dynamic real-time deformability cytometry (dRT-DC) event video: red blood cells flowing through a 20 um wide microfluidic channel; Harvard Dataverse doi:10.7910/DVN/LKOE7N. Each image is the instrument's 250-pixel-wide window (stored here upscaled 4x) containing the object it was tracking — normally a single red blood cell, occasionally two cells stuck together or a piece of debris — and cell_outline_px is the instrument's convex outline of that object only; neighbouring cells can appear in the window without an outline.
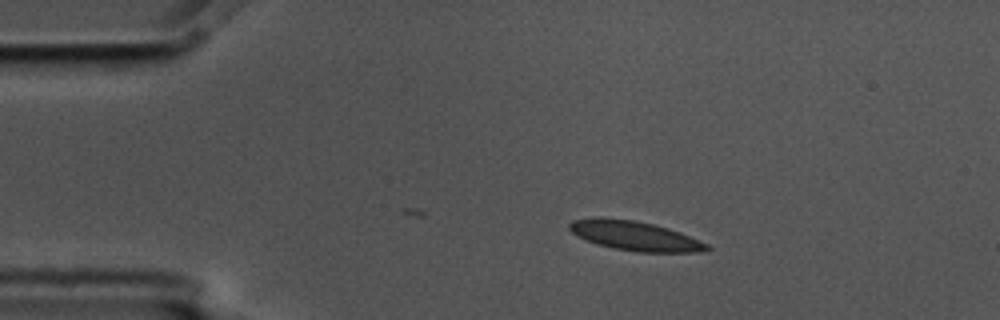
{"species": "common noctule bat (a hibernating species)", "species_latin": "Nyctalus noctula", "temperature_condition": "cold", "stored_images_in_passage": 5, "camera_frame_rate_fps": 3000, "um_per_image_px": 0.085, "animal": {"sex": "male", "body_mass_g": 17.5, "forearm_length_mm": 52.3}, "frame": {"image": 1, "passage_image": 1, "time_ms": 0.0, "image_size_px": [1000, 320], "cell_outline_px": [[712, 248], [700, 252], [640, 252], [612, 248], [596, 244], [576, 236], [568, 228], [568, 224], [572, 220], [596, 216], [600, 216], [636, 220], [668, 228], [680, 232], [708, 244]], "centroid_in_image_um": [53.91, 20.03], "position_along_channel_um": 31.1, "area_um2": 23.87}}
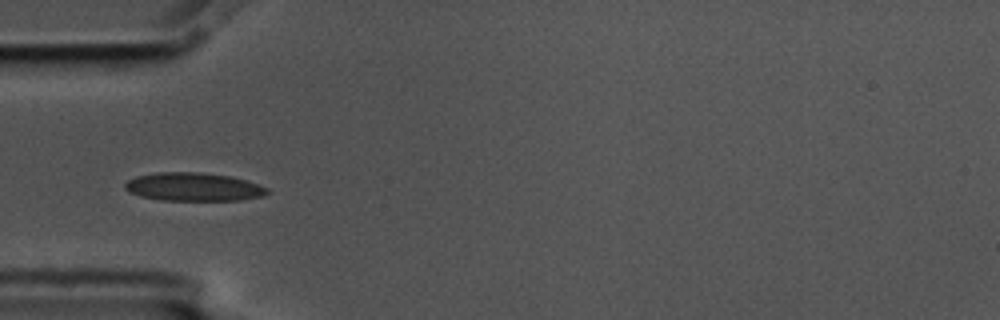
{"frame": {"image": 2, "passage_image": 3, "time_ms": 0.667, "image_size_px": [1000, 320], "cell_outline_px": [[268, 192], [264, 196], [240, 200], [160, 200], [140, 196], [128, 192], [124, 188], [124, 184], [128, 180], [136, 176], [156, 172], [196, 172], [228, 176], [244, 180], [268, 188]], "centroid_in_image_um": [16.39, 15.89], "position_along_channel_um": 68.6, "area_um2": 23.35}}